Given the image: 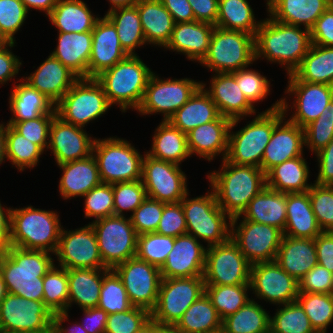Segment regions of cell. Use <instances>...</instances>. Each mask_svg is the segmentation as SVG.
Listing matches in <instances>:
<instances>
[{
  "instance_id": "f1b7e54d",
  "label": "cell",
  "mask_w": 333,
  "mask_h": 333,
  "mask_svg": "<svg viewBox=\"0 0 333 333\" xmlns=\"http://www.w3.org/2000/svg\"><path fill=\"white\" fill-rule=\"evenodd\" d=\"M214 28L213 24L199 21L175 23L164 49L183 54L188 60L199 64L208 52Z\"/></svg>"
},
{
  "instance_id": "7c38bea8",
  "label": "cell",
  "mask_w": 333,
  "mask_h": 333,
  "mask_svg": "<svg viewBox=\"0 0 333 333\" xmlns=\"http://www.w3.org/2000/svg\"><path fill=\"white\" fill-rule=\"evenodd\" d=\"M287 76L288 85L286 84L285 95L280 98L281 108L286 118H288V112L293 111L288 120L304 128L315 121L333 100V86L301 81L293 74ZM291 97L294 98L289 104L288 100L290 101Z\"/></svg>"
},
{
  "instance_id": "9f6ffc18",
  "label": "cell",
  "mask_w": 333,
  "mask_h": 333,
  "mask_svg": "<svg viewBox=\"0 0 333 333\" xmlns=\"http://www.w3.org/2000/svg\"><path fill=\"white\" fill-rule=\"evenodd\" d=\"M313 122L304 127L305 148L313 154L324 149L333 139V100Z\"/></svg>"
},
{
  "instance_id": "09005b40",
  "label": "cell",
  "mask_w": 333,
  "mask_h": 333,
  "mask_svg": "<svg viewBox=\"0 0 333 333\" xmlns=\"http://www.w3.org/2000/svg\"><path fill=\"white\" fill-rule=\"evenodd\" d=\"M68 312L57 313L54 314L53 319V331L54 333H87V331L81 326L80 322H71L69 326H65V322L68 321L69 323V316ZM64 324V325H63ZM69 326V327H68Z\"/></svg>"
},
{
  "instance_id": "ac0fdd59",
  "label": "cell",
  "mask_w": 333,
  "mask_h": 333,
  "mask_svg": "<svg viewBox=\"0 0 333 333\" xmlns=\"http://www.w3.org/2000/svg\"><path fill=\"white\" fill-rule=\"evenodd\" d=\"M53 319L43 301L8 293L0 303V333L53 331Z\"/></svg>"
},
{
  "instance_id": "5bb4252c",
  "label": "cell",
  "mask_w": 333,
  "mask_h": 333,
  "mask_svg": "<svg viewBox=\"0 0 333 333\" xmlns=\"http://www.w3.org/2000/svg\"><path fill=\"white\" fill-rule=\"evenodd\" d=\"M203 294V276L162 278L158 301L151 319L162 325L175 326L186 310Z\"/></svg>"
},
{
  "instance_id": "c3c4849f",
  "label": "cell",
  "mask_w": 333,
  "mask_h": 333,
  "mask_svg": "<svg viewBox=\"0 0 333 333\" xmlns=\"http://www.w3.org/2000/svg\"><path fill=\"white\" fill-rule=\"evenodd\" d=\"M6 158L19 172L38 166L44 151L5 122ZM38 163V164H37Z\"/></svg>"
},
{
  "instance_id": "db71d44e",
  "label": "cell",
  "mask_w": 333,
  "mask_h": 333,
  "mask_svg": "<svg viewBox=\"0 0 333 333\" xmlns=\"http://www.w3.org/2000/svg\"><path fill=\"white\" fill-rule=\"evenodd\" d=\"M175 237L152 233L137 235L136 257L159 268L166 262Z\"/></svg>"
},
{
  "instance_id": "52a82bcc",
  "label": "cell",
  "mask_w": 333,
  "mask_h": 333,
  "mask_svg": "<svg viewBox=\"0 0 333 333\" xmlns=\"http://www.w3.org/2000/svg\"><path fill=\"white\" fill-rule=\"evenodd\" d=\"M187 225V234L206 247L223 244L230 239L231 218L219 207L213 190L205 195L189 198V192L180 201Z\"/></svg>"
},
{
  "instance_id": "8fae6325",
  "label": "cell",
  "mask_w": 333,
  "mask_h": 333,
  "mask_svg": "<svg viewBox=\"0 0 333 333\" xmlns=\"http://www.w3.org/2000/svg\"><path fill=\"white\" fill-rule=\"evenodd\" d=\"M202 81L191 78H160L153 72L149 78L138 115L161 114L167 121L201 86Z\"/></svg>"
},
{
  "instance_id": "5803f987",
  "label": "cell",
  "mask_w": 333,
  "mask_h": 333,
  "mask_svg": "<svg viewBox=\"0 0 333 333\" xmlns=\"http://www.w3.org/2000/svg\"><path fill=\"white\" fill-rule=\"evenodd\" d=\"M137 333H154V321L151 319Z\"/></svg>"
},
{
  "instance_id": "7402d4cb",
  "label": "cell",
  "mask_w": 333,
  "mask_h": 333,
  "mask_svg": "<svg viewBox=\"0 0 333 333\" xmlns=\"http://www.w3.org/2000/svg\"><path fill=\"white\" fill-rule=\"evenodd\" d=\"M84 128L63 121L57 115L50 126L49 146L57 165L84 159L93 154L96 137Z\"/></svg>"
},
{
  "instance_id": "4fadbf2b",
  "label": "cell",
  "mask_w": 333,
  "mask_h": 333,
  "mask_svg": "<svg viewBox=\"0 0 333 333\" xmlns=\"http://www.w3.org/2000/svg\"><path fill=\"white\" fill-rule=\"evenodd\" d=\"M96 234L103 264L113 269L135 257L137 233L130 217L112 215L89 222Z\"/></svg>"
},
{
  "instance_id": "11a10c76",
  "label": "cell",
  "mask_w": 333,
  "mask_h": 333,
  "mask_svg": "<svg viewBox=\"0 0 333 333\" xmlns=\"http://www.w3.org/2000/svg\"><path fill=\"white\" fill-rule=\"evenodd\" d=\"M97 307L105 310L107 314L124 312L132 307L125 287L113 269H109L103 276Z\"/></svg>"
},
{
  "instance_id": "be15d7a7",
  "label": "cell",
  "mask_w": 333,
  "mask_h": 333,
  "mask_svg": "<svg viewBox=\"0 0 333 333\" xmlns=\"http://www.w3.org/2000/svg\"><path fill=\"white\" fill-rule=\"evenodd\" d=\"M308 194L312 210L322 231H333V186L313 184Z\"/></svg>"
},
{
  "instance_id": "6f0895ef",
  "label": "cell",
  "mask_w": 333,
  "mask_h": 333,
  "mask_svg": "<svg viewBox=\"0 0 333 333\" xmlns=\"http://www.w3.org/2000/svg\"><path fill=\"white\" fill-rule=\"evenodd\" d=\"M114 215L133 213L136 208L147 198L144 184L141 180L126 181L112 184Z\"/></svg>"
},
{
  "instance_id": "f6af8a7d",
  "label": "cell",
  "mask_w": 333,
  "mask_h": 333,
  "mask_svg": "<svg viewBox=\"0 0 333 333\" xmlns=\"http://www.w3.org/2000/svg\"><path fill=\"white\" fill-rule=\"evenodd\" d=\"M292 74L301 81L333 86V47L311 44Z\"/></svg>"
},
{
  "instance_id": "89a4df30",
  "label": "cell",
  "mask_w": 333,
  "mask_h": 333,
  "mask_svg": "<svg viewBox=\"0 0 333 333\" xmlns=\"http://www.w3.org/2000/svg\"><path fill=\"white\" fill-rule=\"evenodd\" d=\"M310 35L312 44L333 47V5L316 20Z\"/></svg>"
},
{
  "instance_id": "3957f363",
  "label": "cell",
  "mask_w": 333,
  "mask_h": 333,
  "mask_svg": "<svg viewBox=\"0 0 333 333\" xmlns=\"http://www.w3.org/2000/svg\"><path fill=\"white\" fill-rule=\"evenodd\" d=\"M53 253L9 246L0 253V273L8 293L43 301V277L55 264Z\"/></svg>"
},
{
  "instance_id": "277c9868",
  "label": "cell",
  "mask_w": 333,
  "mask_h": 333,
  "mask_svg": "<svg viewBox=\"0 0 333 333\" xmlns=\"http://www.w3.org/2000/svg\"><path fill=\"white\" fill-rule=\"evenodd\" d=\"M252 121H248L238 131L233 129L244 118L234 119L229 129L228 152L226 160L237 165H252L259 167L274 127L285 117L281 108V99L271 107L255 114Z\"/></svg>"
},
{
  "instance_id": "8992f818",
  "label": "cell",
  "mask_w": 333,
  "mask_h": 333,
  "mask_svg": "<svg viewBox=\"0 0 333 333\" xmlns=\"http://www.w3.org/2000/svg\"><path fill=\"white\" fill-rule=\"evenodd\" d=\"M57 211L35 208H11V245L26 250H43L55 254L61 230Z\"/></svg>"
},
{
  "instance_id": "6da1fadb",
  "label": "cell",
  "mask_w": 333,
  "mask_h": 333,
  "mask_svg": "<svg viewBox=\"0 0 333 333\" xmlns=\"http://www.w3.org/2000/svg\"><path fill=\"white\" fill-rule=\"evenodd\" d=\"M255 35V61L263 58L292 74L312 44L310 30L274 20L269 14Z\"/></svg>"
},
{
  "instance_id": "34e18365",
  "label": "cell",
  "mask_w": 333,
  "mask_h": 333,
  "mask_svg": "<svg viewBox=\"0 0 333 333\" xmlns=\"http://www.w3.org/2000/svg\"><path fill=\"white\" fill-rule=\"evenodd\" d=\"M192 7L195 21L216 25L219 0H188Z\"/></svg>"
},
{
  "instance_id": "1f68e13d",
  "label": "cell",
  "mask_w": 333,
  "mask_h": 333,
  "mask_svg": "<svg viewBox=\"0 0 333 333\" xmlns=\"http://www.w3.org/2000/svg\"><path fill=\"white\" fill-rule=\"evenodd\" d=\"M52 56L78 78H88V64L92 51V31L82 33L58 32Z\"/></svg>"
},
{
  "instance_id": "f35d334b",
  "label": "cell",
  "mask_w": 333,
  "mask_h": 333,
  "mask_svg": "<svg viewBox=\"0 0 333 333\" xmlns=\"http://www.w3.org/2000/svg\"><path fill=\"white\" fill-rule=\"evenodd\" d=\"M152 137L151 149L145 151L147 155L179 166L191 157L187 134L174 127L168 120L159 123Z\"/></svg>"
},
{
  "instance_id": "6125c7cd",
  "label": "cell",
  "mask_w": 333,
  "mask_h": 333,
  "mask_svg": "<svg viewBox=\"0 0 333 333\" xmlns=\"http://www.w3.org/2000/svg\"><path fill=\"white\" fill-rule=\"evenodd\" d=\"M151 320V313L140 307L108 314L105 333H137Z\"/></svg>"
},
{
  "instance_id": "816d5d0a",
  "label": "cell",
  "mask_w": 333,
  "mask_h": 333,
  "mask_svg": "<svg viewBox=\"0 0 333 333\" xmlns=\"http://www.w3.org/2000/svg\"><path fill=\"white\" fill-rule=\"evenodd\" d=\"M43 302L51 313L68 312L67 269L54 264L43 277Z\"/></svg>"
},
{
  "instance_id": "e7e4bbea",
  "label": "cell",
  "mask_w": 333,
  "mask_h": 333,
  "mask_svg": "<svg viewBox=\"0 0 333 333\" xmlns=\"http://www.w3.org/2000/svg\"><path fill=\"white\" fill-rule=\"evenodd\" d=\"M28 10L21 0H0V31L9 39L15 42V34L24 25Z\"/></svg>"
},
{
  "instance_id": "f907efd6",
  "label": "cell",
  "mask_w": 333,
  "mask_h": 333,
  "mask_svg": "<svg viewBox=\"0 0 333 333\" xmlns=\"http://www.w3.org/2000/svg\"><path fill=\"white\" fill-rule=\"evenodd\" d=\"M296 301L304 309L314 330L327 333L333 322V294L299 292Z\"/></svg>"
},
{
  "instance_id": "2e32d148",
  "label": "cell",
  "mask_w": 333,
  "mask_h": 333,
  "mask_svg": "<svg viewBox=\"0 0 333 333\" xmlns=\"http://www.w3.org/2000/svg\"><path fill=\"white\" fill-rule=\"evenodd\" d=\"M113 270L120 277L131 305L151 313L158 301L162 281L160 268L135 256Z\"/></svg>"
},
{
  "instance_id": "9a60e30c",
  "label": "cell",
  "mask_w": 333,
  "mask_h": 333,
  "mask_svg": "<svg viewBox=\"0 0 333 333\" xmlns=\"http://www.w3.org/2000/svg\"><path fill=\"white\" fill-rule=\"evenodd\" d=\"M282 237L283 232L274 226L231 219L230 238L251 264L275 261Z\"/></svg>"
},
{
  "instance_id": "74e56055",
  "label": "cell",
  "mask_w": 333,
  "mask_h": 333,
  "mask_svg": "<svg viewBox=\"0 0 333 333\" xmlns=\"http://www.w3.org/2000/svg\"><path fill=\"white\" fill-rule=\"evenodd\" d=\"M305 155L275 165L266 173V187L289 193H302L310 189L314 183H308L310 168Z\"/></svg>"
},
{
  "instance_id": "d6986e66",
  "label": "cell",
  "mask_w": 333,
  "mask_h": 333,
  "mask_svg": "<svg viewBox=\"0 0 333 333\" xmlns=\"http://www.w3.org/2000/svg\"><path fill=\"white\" fill-rule=\"evenodd\" d=\"M251 263L230 238L206 248L205 285H240L250 282Z\"/></svg>"
},
{
  "instance_id": "9c48e42d",
  "label": "cell",
  "mask_w": 333,
  "mask_h": 333,
  "mask_svg": "<svg viewBox=\"0 0 333 333\" xmlns=\"http://www.w3.org/2000/svg\"><path fill=\"white\" fill-rule=\"evenodd\" d=\"M129 142L117 136L95 139L93 155L97 161L102 183L141 180L144 154Z\"/></svg>"
},
{
  "instance_id": "4316f807",
  "label": "cell",
  "mask_w": 333,
  "mask_h": 333,
  "mask_svg": "<svg viewBox=\"0 0 333 333\" xmlns=\"http://www.w3.org/2000/svg\"><path fill=\"white\" fill-rule=\"evenodd\" d=\"M231 122V119L220 115L216 120L189 131L187 142L191 157L197 155L209 162L217 156H222L221 161L226 159Z\"/></svg>"
},
{
  "instance_id": "67dfc351",
  "label": "cell",
  "mask_w": 333,
  "mask_h": 333,
  "mask_svg": "<svg viewBox=\"0 0 333 333\" xmlns=\"http://www.w3.org/2000/svg\"><path fill=\"white\" fill-rule=\"evenodd\" d=\"M140 0H108L107 2H110L109 9H114L117 7H126V6H134L136 5Z\"/></svg>"
},
{
  "instance_id": "a7ac6f4b",
  "label": "cell",
  "mask_w": 333,
  "mask_h": 333,
  "mask_svg": "<svg viewBox=\"0 0 333 333\" xmlns=\"http://www.w3.org/2000/svg\"><path fill=\"white\" fill-rule=\"evenodd\" d=\"M299 292L333 294V273L317 264L299 281Z\"/></svg>"
},
{
  "instance_id": "03108f58",
  "label": "cell",
  "mask_w": 333,
  "mask_h": 333,
  "mask_svg": "<svg viewBox=\"0 0 333 333\" xmlns=\"http://www.w3.org/2000/svg\"><path fill=\"white\" fill-rule=\"evenodd\" d=\"M164 203L147 197L130 215L137 235L156 232L163 213Z\"/></svg>"
},
{
  "instance_id": "836d02e7",
  "label": "cell",
  "mask_w": 333,
  "mask_h": 333,
  "mask_svg": "<svg viewBox=\"0 0 333 333\" xmlns=\"http://www.w3.org/2000/svg\"><path fill=\"white\" fill-rule=\"evenodd\" d=\"M275 261L283 270L299 281L318 264L314 239L292 238L283 235Z\"/></svg>"
},
{
  "instance_id": "003e7915",
  "label": "cell",
  "mask_w": 333,
  "mask_h": 333,
  "mask_svg": "<svg viewBox=\"0 0 333 333\" xmlns=\"http://www.w3.org/2000/svg\"><path fill=\"white\" fill-rule=\"evenodd\" d=\"M155 233L171 237L187 234L186 219L181 202L164 203L163 213Z\"/></svg>"
},
{
  "instance_id": "ee69618b",
  "label": "cell",
  "mask_w": 333,
  "mask_h": 333,
  "mask_svg": "<svg viewBox=\"0 0 333 333\" xmlns=\"http://www.w3.org/2000/svg\"><path fill=\"white\" fill-rule=\"evenodd\" d=\"M174 328L178 333H217L222 331V319L205 293L186 310Z\"/></svg>"
},
{
  "instance_id": "681fc988",
  "label": "cell",
  "mask_w": 333,
  "mask_h": 333,
  "mask_svg": "<svg viewBox=\"0 0 333 333\" xmlns=\"http://www.w3.org/2000/svg\"><path fill=\"white\" fill-rule=\"evenodd\" d=\"M249 290L250 284L205 285V293L222 320L237 312L252 299V295L249 298Z\"/></svg>"
},
{
  "instance_id": "7a4b0ae2",
  "label": "cell",
  "mask_w": 333,
  "mask_h": 333,
  "mask_svg": "<svg viewBox=\"0 0 333 333\" xmlns=\"http://www.w3.org/2000/svg\"><path fill=\"white\" fill-rule=\"evenodd\" d=\"M221 169L207 173L217 204L232 219L240 216L248 203L266 187V173L252 165L222 160Z\"/></svg>"
},
{
  "instance_id": "ba28073f",
  "label": "cell",
  "mask_w": 333,
  "mask_h": 333,
  "mask_svg": "<svg viewBox=\"0 0 333 333\" xmlns=\"http://www.w3.org/2000/svg\"><path fill=\"white\" fill-rule=\"evenodd\" d=\"M255 62V36L215 26L208 52L199 64L214 73H233Z\"/></svg>"
},
{
  "instance_id": "5b68a950",
  "label": "cell",
  "mask_w": 333,
  "mask_h": 333,
  "mask_svg": "<svg viewBox=\"0 0 333 333\" xmlns=\"http://www.w3.org/2000/svg\"><path fill=\"white\" fill-rule=\"evenodd\" d=\"M152 74L151 68L137 54L128 55L95 79L102 85L109 104L118 105L125 113L130 109L137 111Z\"/></svg>"
},
{
  "instance_id": "d6a6232c",
  "label": "cell",
  "mask_w": 333,
  "mask_h": 333,
  "mask_svg": "<svg viewBox=\"0 0 333 333\" xmlns=\"http://www.w3.org/2000/svg\"><path fill=\"white\" fill-rule=\"evenodd\" d=\"M287 194L265 187L247 205L240 216L255 223L274 226L284 232L286 225Z\"/></svg>"
},
{
  "instance_id": "603a6c76",
  "label": "cell",
  "mask_w": 333,
  "mask_h": 333,
  "mask_svg": "<svg viewBox=\"0 0 333 333\" xmlns=\"http://www.w3.org/2000/svg\"><path fill=\"white\" fill-rule=\"evenodd\" d=\"M193 235L175 237L174 246L160 268L162 278H189L203 276L206 248Z\"/></svg>"
},
{
  "instance_id": "94428289",
  "label": "cell",
  "mask_w": 333,
  "mask_h": 333,
  "mask_svg": "<svg viewBox=\"0 0 333 333\" xmlns=\"http://www.w3.org/2000/svg\"><path fill=\"white\" fill-rule=\"evenodd\" d=\"M84 217L93 221L114 215L112 184L101 183L84 195Z\"/></svg>"
},
{
  "instance_id": "2644e50d",
  "label": "cell",
  "mask_w": 333,
  "mask_h": 333,
  "mask_svg": "<svg viewBox=\"0 0 333 333\" xmlns=\"http://www.w3.org/2000/svg\"><path fill=\"white\" fill-rule=\"evenodd\" d=\"M15 42H11L7 47L0 50V85H6L10 80L16 79L20 68L22 67V60L12 52L15 47Z\"/></svg>"
},
{
  "instance_id": "e575fe53",
  "label": "cell",
  "mask_w": 333,
  "mask_h": 333,
  "mask_svg": "<svg viewBox=\"0 0 333 333\" xmlns=\"http://www.w3.org/2000/svg\"><path fill=\"white\" fill-rule=\"evenodd\" d=\"M105 269H67L68 276V312L71 306L82 309L97 307Z\"/></svg>"
},
{
  "instance_id": "8d00e7d4",
  "label": "cell",
  "mask_w": 333,
  "mask_h": 333,
  "mask_svg": "<svg viewBox=\"0 0 333 333\" xmlns=\"http://www.w3.org/2000/svg\"><path fill=\"white\" fill-rule=\"evenodd\" d=\"M136 6L147 45L164 48L175 24L172 15L160 0H140Z\"/></svg>"
},
{
  "instance_id": "b9f144b4",
  "label": "cell",
  "mask_w": 333,
  "mask_h": 333,
  "mask_svg": "<svg viewBox=\"0 0 333 333\" xmlns=\"http://www.w3.org/2000/svg\"><path fill=\"white\" fill-rule=\"evenodd\" d=\"M220 116L216 104L200 86L190 99L168 121L183 133L216 120Z\"/></svg>"
},
{
  "instance_id": "44dd1931",
  "label": "cell",
  "mask_w": 333,
  "mask_h": 333,
  "mask_svg": "<svg viewBox=\"0 0 333 333\" xmlns=\"http://www.w3.org/2000/svg\"><path fill=\"white\" fill-rule=\"evenodd\" d=\"M54 255L58 266L65 269L107 268L103 264L96 234L90 223L69 231L62 228Z\"/></svg>"
},
{
  "instance_id": "11e5206c",
  "label": "cell",
  "mask_w": 333,
  "mask_h": 333,
  "mask_svg": "<svg viewBox=\"0 0 333 333\" xmlns=\"http://www.w3.org/2000/svg\"><path fill=\"white\" fill-rule=\"evenodd\" d=\"M83 320L81 326L87 333H105L107 312L98 307L82 309Z\"/></svg>"
},
{
  "instance_id": "b62a3aed",
  "label": "cell",
  "mask_w": 333,
  "mask_h": 333,
  "mask_svg": "<svg viewBox=\"0 0 333 333\" xmlns=\"http://www.w3.org/2000/svg\"><path fill=\"white\" fill-rule=\"evenodd\" d=\"M154 333H178L174 326L162 325L154 322Z\"/></svg>"
},
{
  "instance_id": "f5cc1de1",
  "label": "cell",
  "mask_w": 333,
  "mask_h": 333,
  "mask_svg": "<svg viewBox=\"0 0 333 333\" xmlns=\"http://www.w3.org/2000/svg\"><path fill=\"white\" fill-rule=\"evenodd\" d=\"M270 330L274 333H317L297 301L278 305L275 314L270 316Z\"/></svg>"
},
{
  "instance_id": "ab89813d",
  "label": "cell",
  "mask_w": 333,
  "mask_h": 333,
  "mask_svg": "<svg viewBox=\"0 0 333 333\" xmlns=\"http://www.w3.org/2000/svg\"><path fill=\"white\" fill-rule=\"evenodd\" d=\"M47 17L57 31L62 33L93 31L100 18L83 0H58Z\"/></svg>"
},
{
  "instance_id": "4dcf8cb0",
  "label": "cell",
  "mask_w": 333,
  "mask_h": 333,
  "mask_svg": "<svg viewBox=\"0 0 333 333\" xmlns=\"http://www.w3.org/2000/svg\"><path fill=\"white\" fill-rule=\"evenodd\" d=\"M267 1V2H266ZM267 13L276 21L311 30L331 6L327 0H265Z\"/></svg>"
},
{
  "instance_id": "cb8c5ba5",
  "label": "cell",
  "mask_w": 333,
  "mask_h": 333,
  "mask_svg": "<svg viewBox=\"0 0 333 333\" xmlns=\"http://www.w3.org/2000/svg\"><path fill=\"white\" fill-rule=\"evenodd\" d=\"M209 86H201L212 98L221 116L231 120L252 117L258 112L238 87L234 73H213Z\"/></svg>"
},
{
  "instance_id": "deb4b68c",
  "label": "cell",
  "mask_w": 333,
  "mask_h": 333,
  "mask_svg": "<svg viewBox=\"0 0 333 333\" xmlns=\"http://www.w3.org/2000/svg\"><path fill=\"white\" fill-rule=\"evenodd\" d=\"M6 158V136H5V124L0 125V165L5 163Z\"/></svg>"
},
{
  "instance_id": "f546056e",
  "label": "cell",
  "mask_w": 333,
  "mask_h": 333,
  "mask_svg": "<svg viewBox=\"0 0 333 333\" xmlns=\"http://www.w3.org/2000/svg\"><path fill=\"white\" fill-rule=\"evenodd\" d=\"M57 166L61 172L63 171L59 180L58 192L64 200L83 197L102 183L93 154L84 159Z\"/></svg>"
},
{
  "instance_id": "30bf717a",
  "label": "cell",
  "mask_w": 333,
  "mask_h": 333,
  "mask_svg": "<svg viewBox=\"0 0 333 333\" xmlns=\"http://www.w3.org/2000/svg\"><path fill=\"white\" fill-rule=\"evenodd\" d=\"M111 107L102 85L95 78H79L55 105L58 117L81 128L98 120Z\"/></svg>"
},
{
  "instance_id": "753ad0ef",
  "label": "cell",
  "mask_w": 333,
  "mask_h": 333,
  "mask_svg": "<svg viewBox=\"0 0 333 333\" xmlns=\"http://www.w3.org/2000/svg\"><path fill=\"white\" fill-rule=\"evenodd\" d=\"M317 262L333 273V231H323L315 239Z\"/></svg>"
},
{
  "instance_id": "484cf974",
  "label": "cell",
  "mask_w": 333,
  "mask_h": 333,
  "mask_svg": "<svg viewBox=\"0 0 333 333\" xmlns=\"http://www.w3.org/2000/svg\"><path fill=\"white\" fill-rule=\"evenodd\" d=\"M304 129L284 117L273 129L260 168L267 173L275 165L304 155Z\"/></svg>"
},
{
  "instance_id": "d4e9b609",
  "label": "cell",
  "mask_w": 333,
  "mask_h": 333,
  "mask_svg": "<svg viewBox=\"0 0 333 333\" xmlns=\"http://www.w3.org/2000/svg\"><path fill=\"white\" fill-rule=\"evenodd\" d=\"M128 54L122 48L114 24L105 16L100 17L92 31V51L88 64V78H96L112 68Z\"/></svg>"
},
{
  "instance_id": "603ad722",
  "label": "cell",
  "mask_w": 333,
  "mask_h": 333,
  "mask_svg": "<svg viewBox=\"0 0 333 333\" xmlns=\"http://www.w3.org/2000/svg\"><path fill=\"white\" fill-rule=\"evenodd\" d=\"M7 294H8V290H7L6 284L3 280L2 274L0 273V303L6 297Z\"/></svg>"
},
{
  "instance_id": "bcb514c9",
  "label": "cell",
  "mask_w": 333,
  "mask_h": 333,
  "mask_svg": "<svg viewBox=\"0 0 333 333\" xmlns=\"http://www.w3.org/2000/svg\"><path fill=\"white\" fill-rule=\"evenodd\" d=\"M270 314L252 298L237 312L222 320V333H265L270 330Z\"/></svg>"
},
{
  "instance_id": "2a66077c",
  "label": "cell",
  "mask_w": 333,
  "mask_h": 333,
  "mask_svg": "<svg viewBox=\"0 0 333 333\" xmlns=\"http://www.w3.org/2000/svg\"><path fill=\"white\" fill-rule=\"evenodd\" d=\"M170 12L175 23L195 21L192 7L188 0H160Z\"/></svg>"
},
{
  "instance_id": "91938a15",
  "label": "cell",
  "mask_w": 333,
  "mask_h": 333,
  "mask_svg": "<svg viewBox=\"0 0 333 333\" xmlns=\"http://www.w3.org/2000/svg\"><path fill=\"white\" fill-rule=\"evenodd\" d=\"M54 108L50 113L43 114L35 119L20 122H7L17 132L34 144H37L43 151H47L49 146L50 126L56 116Z\"/></svg>"
},
{
  "instance_id": "83f0119b",
  "label": "cell",
  "mask_w": 333,
  "mask_h": 333,
  "mask_svg": "<svg viewBox=\"0 0 333 333\" xmlns=\"http://www.w3.org/2000/svg\"><path fill=\"white\" fill-rule=\"evenodd\" d=\"M22 79L56 105L79 78L49 54L34 72Z\"/></svg>"
},
{
  "instance_id": "8c879c8a",
  "label": "cell",
  "mask_w": 333,
  "mask_h": 333,
  "mask_svg": "<svg viewBox=\"0 0 333 333\" xmlns=\"http://www.w3.org/2000/svg\"><path fill=\"white\" fill-rule=\"evenodd\" d=\"M318 162V175L314 184L333 186V139L326 147L315 154Z\"/></svg>"
},
{
  "instance_id": "d590c367",
  "label": "cell",
  "mask_w": 333,
  "mask_h": 333,
  "mask_svg": "<svg viewBox=\"0 0 333 333\" xmlns=\"http://www.w3.org/2000/svg\"><path fill=\"white\" fill-rule=\"evenodd\" d=\"M286 213L283 235L292 238L315 239L323 232L312 210L308 191L287 194Z\"/></svg>"
},
{
  "instance_id": "e0dca14e",
  "label": "cell",
  "mask_w": 333,
  "mask_h": 333,
  "mask_svg": "<svg viewBox=\"0 0 333 333\" xmlns=\"http://www.w3.org/2000/svg\"><path fill=\"white\" fill-rule=\"evenodd\" d=\"M187 175L179 165L155 159L144 152L141 181L147 197L162 203H178L189 192Z\"/></svg>"
},
{
  "instance_id": "7dc6e473",
  "label": "cell",
  "mask_w": 333,
  "mask_h": 333,
  "mask_svg": "<svg viewBox=\"0 0 333 333\" xmlns=\"http://www.w3.org/2000/svg\"><path fill=\"white\" fill-rule=\"evenodd\" d=\"M262 20L255 18L248 0H219L216 27L256 35Z\"/></svg>"
},
{
  "instance_id": "b9fcfbb0",
  "label": "cell",
  "mask_w": 333,
  "mask_h": 333,
  "mask_svg": "<svg viewBox=\"0 0 333 333\" xmlns=\"http://www.w3.org/2000/svg\"><path fill=\"white\" fill-rule=\"evenodd\" d=\"M4 207L0 200V253L5 252L11 246L10 222L12 207Z\"/></svg>"
},
{
  "instance_id": "60d3db41",
  "label": "cell",
  "mask_w": 333,
  "mask_h": 333,
  "mask_svg": "<svg viewBox=\"0 0 333 333\" xmlns=\"http://www.w3.org/2000/svg\"><path fill=\"white\" fill-rule=\"evenodd\" d=\"M17 82H20L17 84ZM14 82L9 96V108L12 117L7 122H20L35 119L43 114L50 113L55 105L41 94L37 89L32 88L22 77Z\"/></svg>"
},
{
  "instance_id": "979ff035",
  "label": "cell",
  "mask_w": 333,
  "mask_h": 333,
  "mask_svg": "<svg viewBox=\"0 0 333 333\" xmlns=\"http://www.w3.org/2000/svg\"><path fill=\"white\" fill-rule=\"evenodd\" d=\"M25 5L28 12L30 10H38L39 12H44L46 16H48L58 0H21Z\"/></svg>"
},
{
  "instance_id": "7bdbcfd3",
  "label": "cell",
  "mask_w": 333,
  "mask_h": 333,
  "mask_svg": "<svg viewBox=\"0 0 333 333\" xmlns=\"http://www.w3.org/2000/svg\"><path fill=\"white\" fill-rule=\"evenodd\" d=\"M105 16L114 24L120 44L128 55H137L135 50L147 45L136 5L108 10Z\"/></svg>"
},
{
  "instance_id": "680465c9",
  "label": "cell",
  "mask_w": 333,
  "mask_h": 333,
  "mask_svg": "<svg viewBox=\"0 0 333 333\" xmlns=\"http://www.w3.org/2000/svg\"><path fill=\"white\" fill-rule=\"evenodd\" d=\"M243 68L233 72L240 90L247 100L255 107V103L262 102L270 95L271 82L266 76L255 69ZM267 96V97H266Z\"/></svg>"
},
{
  "instance_id": "ffe728a7",
  "label": "cell",
  "mask_w": 333,
  "mask_h": 333,
  "mask_svg": "<svg viewBox=\"0 0 333 333\" xmlns=\"http://www.w3.org/2000/svg\"><path fill=\"white\" fill-rule=\"evenodd\" d=\"M249 284L254 300L258 298L276 307L295 302L299 293L298 281L276 261L251 264Z\"/></svg>"
}]
</instances>
